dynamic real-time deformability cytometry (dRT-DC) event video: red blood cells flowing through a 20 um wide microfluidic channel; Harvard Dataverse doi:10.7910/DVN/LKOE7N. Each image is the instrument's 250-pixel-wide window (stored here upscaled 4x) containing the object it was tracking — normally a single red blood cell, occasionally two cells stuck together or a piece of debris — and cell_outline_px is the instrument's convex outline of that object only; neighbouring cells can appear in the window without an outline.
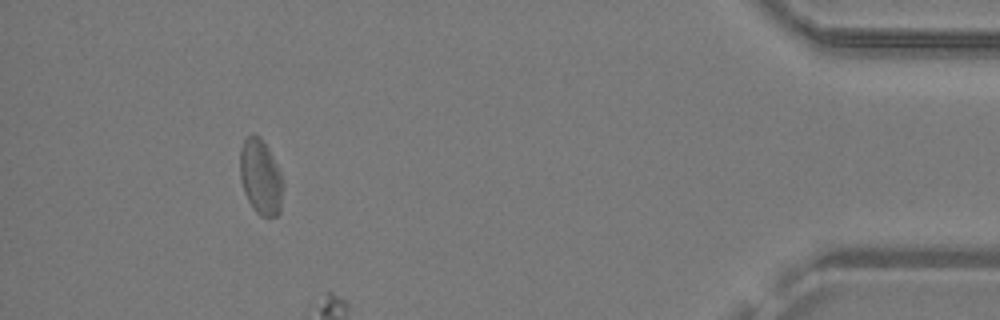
{"species": "common noctule bat (a hibernating species)", "species_latin": "Nyctalus noctula", "temperature_condition": "warm", "stored_images_in_passage": 24, "camera_frame_rate_fps": 3000, "um_per_image_px": 0.085, "animal": {"sex": "male", "body_mass_g": 19.2, "forearm_length_mm": 51.8}, "frame": {"image": 1, "passage_image": 21, "time_ms": 6.667, "image_size_px": [1000, 320], "cell_outline_px": [[284, 188], [280, 212], [276, 216], [260, 216], [252, 208], [244, 192], [240, 180], [240, 148], [244, 140], [248, 136], [260, 136], [268, 148], [284, 180]], "centroid_in_image_um": [22.17, 15.08], "position_along_channel_um": 413.0, "area_um2": 19.02}}